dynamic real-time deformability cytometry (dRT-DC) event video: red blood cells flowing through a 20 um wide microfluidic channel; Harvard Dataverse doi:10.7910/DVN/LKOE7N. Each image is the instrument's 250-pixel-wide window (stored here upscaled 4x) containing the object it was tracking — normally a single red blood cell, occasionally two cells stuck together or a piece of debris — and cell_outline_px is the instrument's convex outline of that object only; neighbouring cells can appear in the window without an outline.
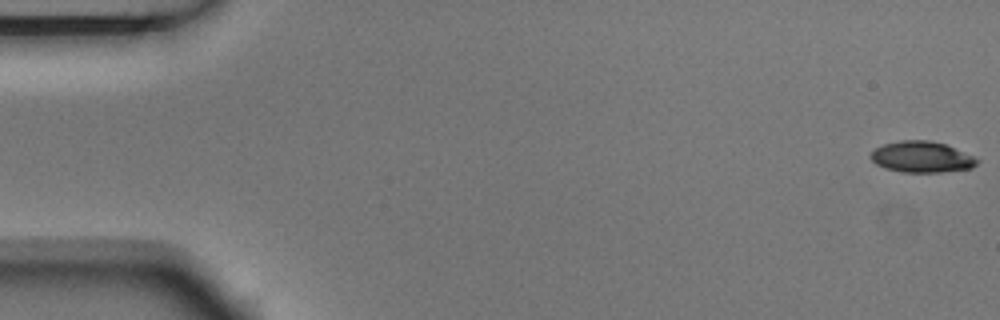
{"species": "Egyptian fruit bat (a non-hibernating species)", "species_latin": "Rousettus aegyptiacus", "temperature_condition": "room temperature", "stored_images_in_passage": 5, "camera_frame_rate_fps": 3000, "um_per_image_px": 0.085, "animal": {"sex": "male"}, "frame": {"image": 1, "passage_image": 1, "time_ms": 0.0, "image_size_px": [1000, 320], "cell_outline_px": [[980, 160], [972, 168], [940, 172], [904, 172], [884, 168], [876, 164], [868, 156], [876, 148], [884, 144], [900, 140], [932, 140], [944, 144], [976, 156]], "centroid_in_image_um": [78.36, 13.34], "position_along_channel_um": 6.6, "area_um2": 19.36}}
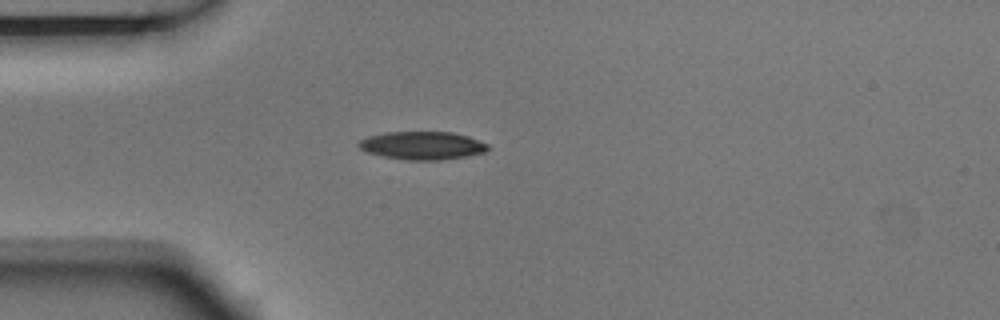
{"frame": {"image": 2, "passage_image": 5, "time_ms": 1.333, "image_size_px": [1000, 320], "cell_outline_px": [[488, 148], [484, 152], [464, 156], [440, 160], [408, 160], [384, 156], [368, 152], [360, 148], [356, 144], [360, 140], [368, 136], [384, 132], [452, 132], [468, 136], [488, 144]], "centroid_in_image_um": [35.87, 12.36], "position_along_channel_um": 49.1, "area_um2": 20.92}}